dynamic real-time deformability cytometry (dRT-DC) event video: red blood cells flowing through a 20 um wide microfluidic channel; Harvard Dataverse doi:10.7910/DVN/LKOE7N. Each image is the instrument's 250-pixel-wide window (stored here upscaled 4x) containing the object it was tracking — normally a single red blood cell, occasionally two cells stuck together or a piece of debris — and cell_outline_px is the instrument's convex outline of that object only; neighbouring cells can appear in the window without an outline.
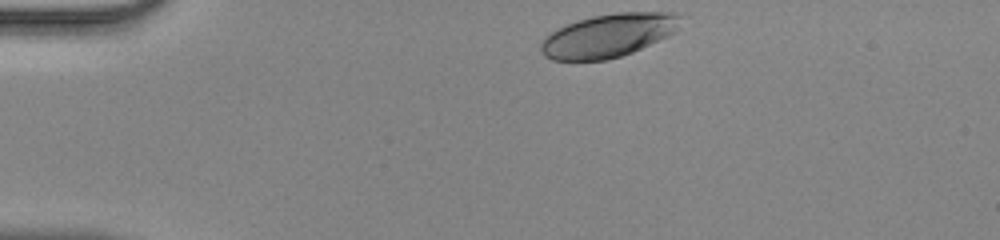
{"species": "human", "species_latin": "Homo sapiens", "temperature_condition": "room temperature", "stored_images_in_passage": 33, "camera_frame_rate_fps": 3000, "um_per_image_px": 0.085, "donor": {"sex": "male"}, "frame": {"image": 1, "passage_image": 1, "time_ms": 0.0, "image_size_px": [1000, 240], "cell_outline_px": [[680, 16], [676, 32], [668, 36], [632, 52], [608, 60], [552, 60], [544, 56], [540, 52], [540, 44], [552, 32], [568, 24], [592, 16], [616, 12], [676, 12]], "centroid_in_image_um": [51.73, 3.02], "position_along_channel_um": 33.3, "area_um2": 34.97}}
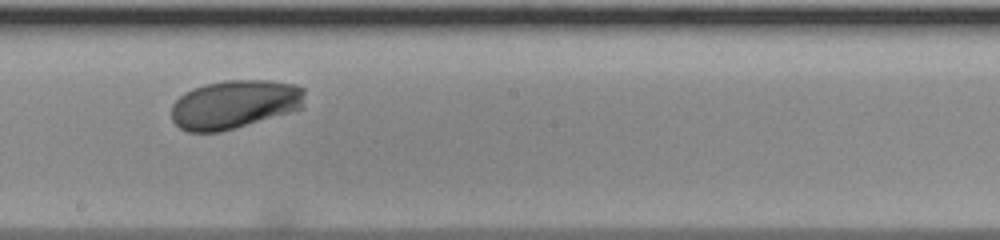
{"frame": {"image": 2, "passage_image": 19, "time_ms": 6.0, "image_size_px": [1000, 240], "cell_outline_px": [[304, 108], [236, 128], [220, 132], [188, 132], [180, 128], [172, 120], [172, 104], [184, 92], [192, 88], [204, 84], [224, 80], [268, 80], [296, 84], [304, 88]], "centroid_in_image_um": [19.95, 8.86], "position_along_channel_um": 228.3, "area_um2": 38.21}}
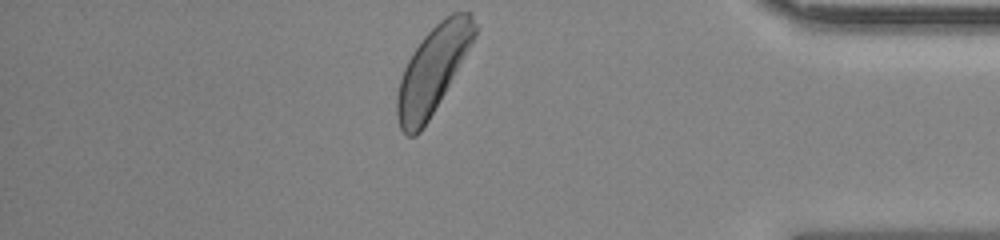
{"frame": {"image": 3, "passage_image": 33, "time_ms": 10.667, "image_size_px": [1000, 240], "cell_outline_px": [[476, 36], [428, 120], [420, 132], [416, 136], [408, 136], [400, 128], [396, 116], [396, 96], [400, 80], [404, 68], [412, 52], [424, 36], [444, 16], [452, 12], [472, 12], [476, 24]], "centroid_in_image_um": [36.77, 5.92], "position_along_channel_um": 398.4, "area_um2": 38.44}}